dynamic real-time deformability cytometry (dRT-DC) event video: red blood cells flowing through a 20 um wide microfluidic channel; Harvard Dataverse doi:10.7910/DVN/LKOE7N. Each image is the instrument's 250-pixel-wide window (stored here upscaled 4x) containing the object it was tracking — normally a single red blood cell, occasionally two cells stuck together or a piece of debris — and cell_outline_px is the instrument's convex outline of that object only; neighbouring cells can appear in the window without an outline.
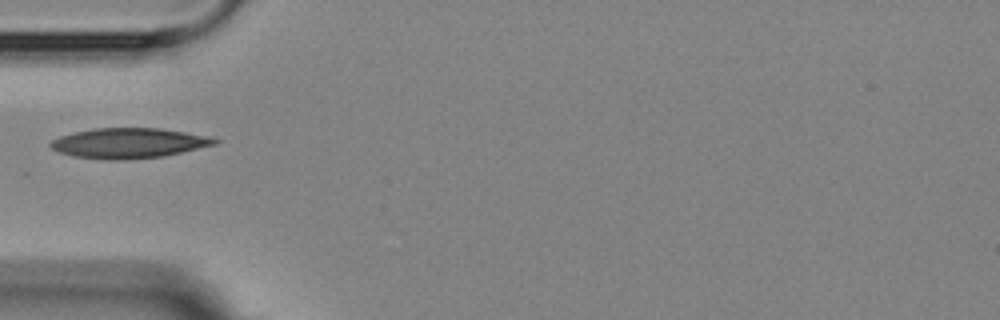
{"species": "Egyptian fruit bat (a non-hibernating species)", "species_latin": "Rousettus aegyptiacus", "temperature_condition": "room temperature", "stored_images_in_passage": 1, "camera_frame_rate_fps": 3000, "um_per_image_px": 0.085, "animal": {"sex": "female"}, "frame": {"image": 1, "passage_image": 1, "time_ms": 0.0, "image_size_px": [1000, 320], "cell_outline_px": [[220, 140], [216, 144], [164, 156], [124, 160], [108, 160], [72, 156], [60, 152], [52, 148], [48, 144], [52, 140], [60, 136], [72, 132], [92, 128], [160, 128], [212, 136]], "centroid_in_image_um": [10.95, 12.16], "position_along_channel_um": 74.0, "area_um2": 29.02}}